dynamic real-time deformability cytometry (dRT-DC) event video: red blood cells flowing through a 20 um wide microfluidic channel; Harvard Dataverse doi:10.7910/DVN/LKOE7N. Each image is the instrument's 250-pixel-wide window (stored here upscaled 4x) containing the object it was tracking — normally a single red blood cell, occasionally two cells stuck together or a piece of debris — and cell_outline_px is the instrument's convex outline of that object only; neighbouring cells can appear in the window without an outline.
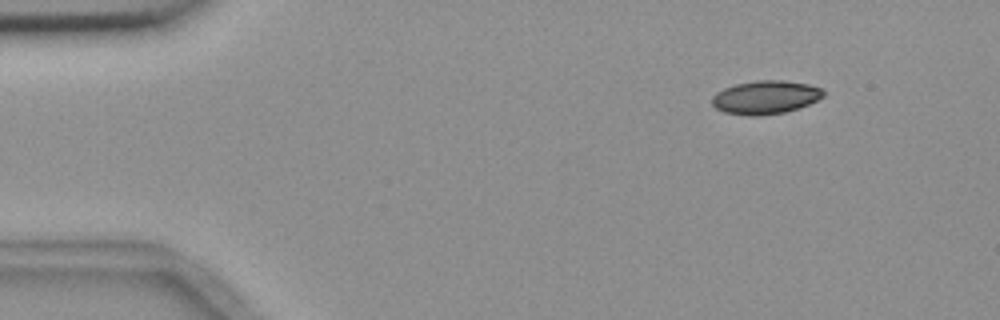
{"species": "common noctule bat (a hibernating species)", "species_latin": "Nyctalus noctula", "temperature_condition": "room temperature", "stored_images_in_passage": 4, "camera_frame_rate_fps": 3000, "um_per_image_px": 0.085, "animal": {"sex": "female", "body_mass_g": 18.4}, "frame": {"image": 1, "passage_image": 1, "time_ms": 0.0, "image_size_px": [1000, 320], "cell_outline_px": [[824, 96], [800, 108], [784, 112], [756, 116], [748, 116], [724, 112], [716, 108], [712, 104], [712, 96], [716, 92], [724, 88], [736, 84], [756, 80], [784, 80], [808, 84], [824, 88]], "centroid_in_image_um": [65.07, 8.26], "position_along_channel_um": 19.9, "area_um2": 21.79}}
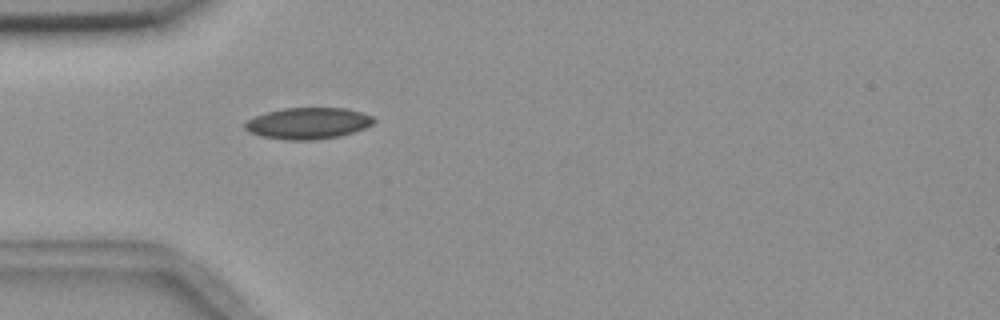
{"frame": {"image": 2, "passage_image": 4, "time_ms": 3.333, "image_size_px": [1000, 320], "cell_outline_px": [[376, 120], [372, 124], [364, 128], [340, 136], [316, 140], [288, 140], [260, 136], [248, 132], [244, 128], [244, 124], [248, 120], [256, 116], [268, 112], [284, 108], [344, 108], [360, 112], [372, 116]], "centroid_in_image_um": [26.17, 10.49], "position_along_channel_um": 58.8, "area_um2": 23.47}}